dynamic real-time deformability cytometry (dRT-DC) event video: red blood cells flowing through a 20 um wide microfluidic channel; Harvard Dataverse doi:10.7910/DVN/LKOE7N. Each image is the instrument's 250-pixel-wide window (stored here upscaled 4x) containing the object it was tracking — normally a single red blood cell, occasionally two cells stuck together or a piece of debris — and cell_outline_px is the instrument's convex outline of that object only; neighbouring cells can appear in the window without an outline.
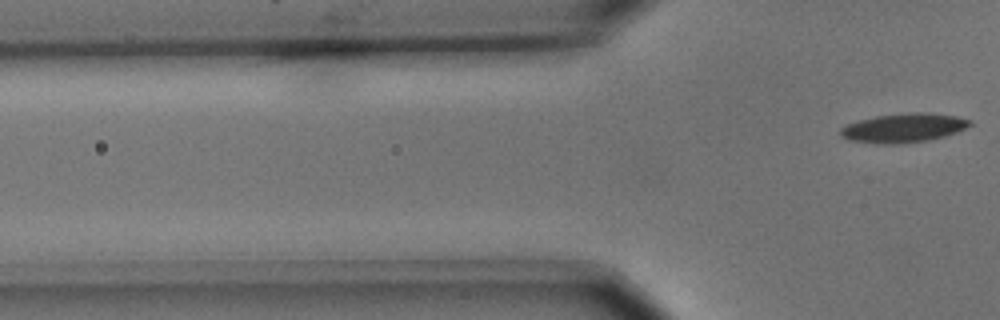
{"species": "common noctule bat (a hibernating species)", "species_latin": "Nyctalus noctula", "temperature_condition": "cold", "stored_images_in_passage": 6, "segment_of_instrument_passage": [2, 2], "camera_frame_rate_fps": 3000, "um_per_image_px": 0.085, "animal": {"sex": "male", "body_mass_g": 15.6}, "frame": {"image": 1, "passage_image": 6, "time_ms": 1.667, "image_size_px": [1000, 320], "cell_outline_px": [[972, 124], [956, 132], [944, 136], [924, 140], [896, 144], [876, 144], [848, 140], [840, 136], [840, 128], [848, 124], [860, 120], [876, 116], [912, 112], [928, 112], [956, 116], [972, 120]], "centroid_in_image_um": [76.78, 10.87], "position_along_channel_um": 49.0, "area_um2": 21.79}}